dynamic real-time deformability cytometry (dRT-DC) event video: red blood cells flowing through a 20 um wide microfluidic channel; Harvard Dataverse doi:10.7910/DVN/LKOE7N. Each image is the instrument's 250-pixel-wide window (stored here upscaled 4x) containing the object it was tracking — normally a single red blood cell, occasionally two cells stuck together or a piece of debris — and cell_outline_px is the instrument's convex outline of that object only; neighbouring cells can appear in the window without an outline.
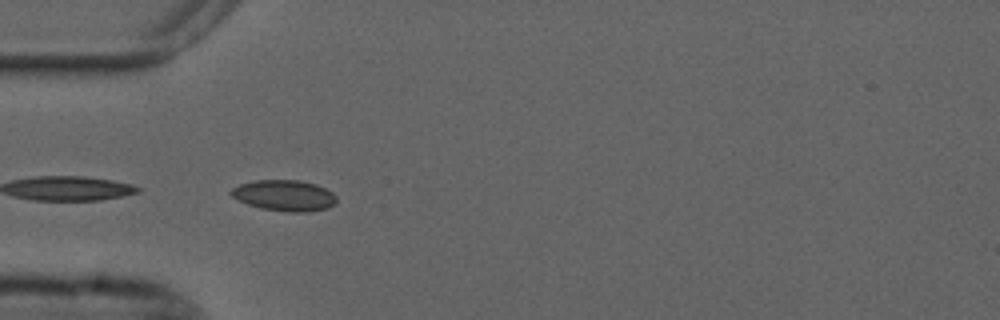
{"species": "common noctule bat (a hibernating species)", "species_latin": "Nyctalus noctula", "temperature_condition": "cold", "stored_images_in_passage": 19, "camera_frame_rate_fps": 3000, "um_per_image_px": 0.085, "animal": {"sex": "male", "forearm_length_mm": 52.5}, "frame": {"image": 1, "passage_image": 16, "time_ms": 5.0, "image_size_px": [1000, 320], "cell_outline_px": [[336, 204], [328, 208], [308, 212], [288, 212], [260, 208], [248, 204], [232, 196], [228, 192], [232, 188], [240, 184], [256, 180], [300, 180], [316, 184], [332, 192], [336, 196]], "centroid_in_image_um": [24.19, 16.62], "position_along_channel_um": 60.8, "area_um2": 19.07}}